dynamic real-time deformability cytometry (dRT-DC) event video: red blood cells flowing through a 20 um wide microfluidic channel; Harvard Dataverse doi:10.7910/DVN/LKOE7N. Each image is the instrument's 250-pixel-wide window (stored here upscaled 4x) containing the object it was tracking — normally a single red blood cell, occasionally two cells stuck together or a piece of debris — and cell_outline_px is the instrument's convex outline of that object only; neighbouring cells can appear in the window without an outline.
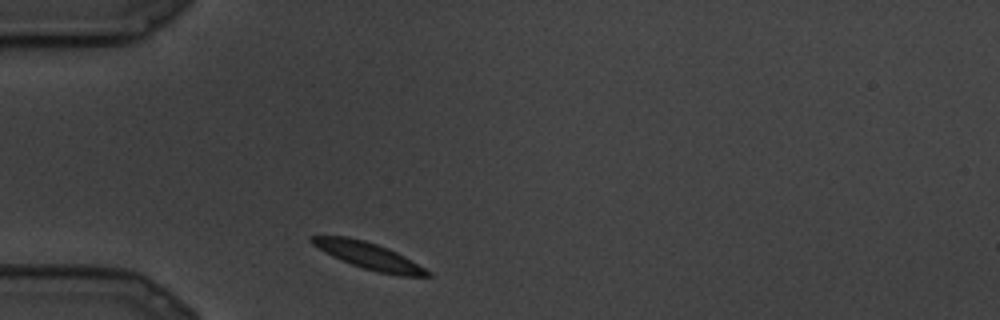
{"species": "common noctule bat (a hibernating species)", "species_latin": "Nyctalus noctula", "temperature_condition": "cold", "stored_images_in_passage": 3, "camera_frame_rate_fps": 3000, "um_per_image_px": 0.085, "animal": {"sex": "male", "body_mass_g": 19.5, "forearm_length_mm": 54.6}, "frame": {"image": 1, "passage_image": 1, "time_ms": 0.0, "image_size_px": [1000, 320], "cell_outline_px": [[432, 276], [400, 276], [380, 272], [364, 268], [352, 264], [332, 256], [312, 244], [308, 240], [308, 236], [348, 236], [364, 240], [388, 248], [412, 260], [432, 272]], "centroid_in_image_um": [31.35, 21.73], "position_along_channel_um": 53.6, "area_um2": 17.86}}
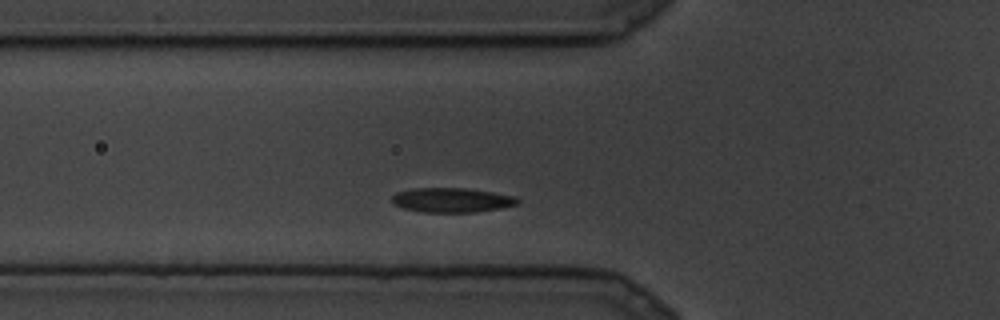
{"frame": {"image": 2, "passage_image": 3, "time_ms": 0.667, "image_size_px": [1000, 320], "cell_outline_px": [[520, 200], [516, 204], [500, 208], [476, 212], [424, 212], [404, 208], [392, 204], [392, 196], [396, 192], [412, 188], [468, 188], [516, 196]], "centroid_in_image_um": [38.39, 17.0], "position_along_channel_um": 87.4, "area_um2": 17.98}}